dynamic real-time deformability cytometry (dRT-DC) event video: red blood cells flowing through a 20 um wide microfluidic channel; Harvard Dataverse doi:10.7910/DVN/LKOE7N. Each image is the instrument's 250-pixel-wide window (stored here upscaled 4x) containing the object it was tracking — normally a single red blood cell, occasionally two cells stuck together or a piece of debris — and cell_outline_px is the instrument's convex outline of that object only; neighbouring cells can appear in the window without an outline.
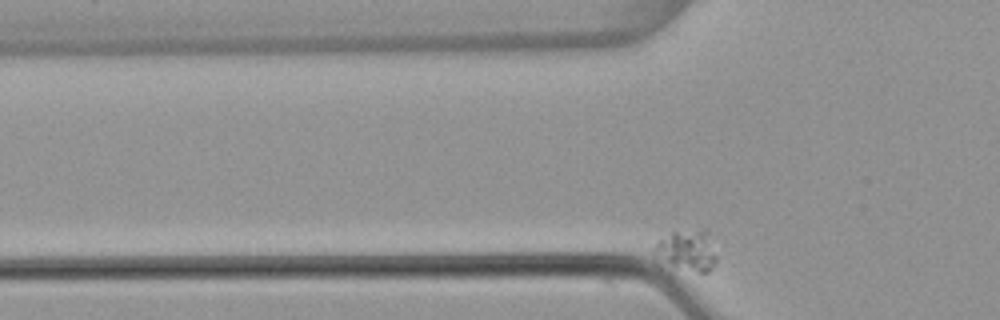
{"species": "common noctule bat (a hibernating species)", "species_latin": "Nyctalus noctula", "temperature_condition": "warm", "stored_images_in_passage": 38, "camera_frame_rate_fps": 3000, "um_per_image_px": 0.085, "animal": {"sex": "female", "body_mass_g": 22.7, "forearm_length_mm": 54.2}, "frame": {"image": 1, "passage_image": 4, "time_ms": 1.0, "image_size_px": [1000, 320], "cell_outline_px": [[716, 264], [708, 272], [672, 276], [668, 276], [656, 264], [652, 252], [652, 248], [660, 240], [672, 232], [704, 228], [716, 256]], "centroid_in_image_um": [58.21, 21.51], "position_along_channel_um": 67.6, "area_um2": 16.88}}
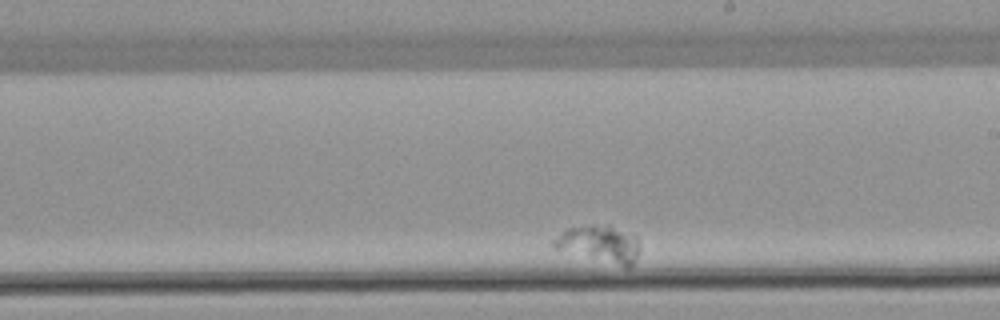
{"frame": {"image": 2, "passage_image": 24, "time_ms": 7.667, "image_size_px": [1000, 320], "cell_outline_px": [[640, 248], [632, 264], [628, 268], [552, 248], [552, 240], [568, 228], [592, 224], [608, 224], [636, 236]], "centroid_in_image_um": [50.95, 20.72], "position_along_channel_um": 238.0, "area_um2": 18.5}}
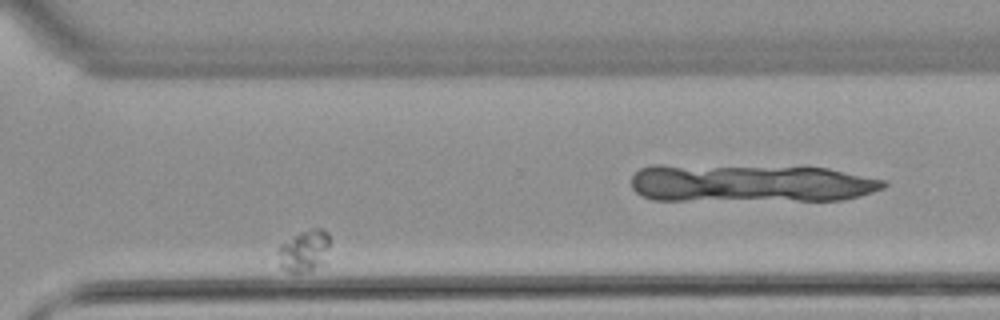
{"frame": {"image": 3, "passage_image": 35, "time_ms": 11.333, "image_size_px": [1000, 320], "cell_outline_px": [[328, 244], [324, 264], [308, 272], [288, 272], [280, 268], [280, 244], [292, 236], [300, 232], [312, 228], [320, 228], [328, 232]], "centroid_in_image_um": [25.87, 21.33], "position_along_channel_um": 344.7, "area_um2": 12.48}}